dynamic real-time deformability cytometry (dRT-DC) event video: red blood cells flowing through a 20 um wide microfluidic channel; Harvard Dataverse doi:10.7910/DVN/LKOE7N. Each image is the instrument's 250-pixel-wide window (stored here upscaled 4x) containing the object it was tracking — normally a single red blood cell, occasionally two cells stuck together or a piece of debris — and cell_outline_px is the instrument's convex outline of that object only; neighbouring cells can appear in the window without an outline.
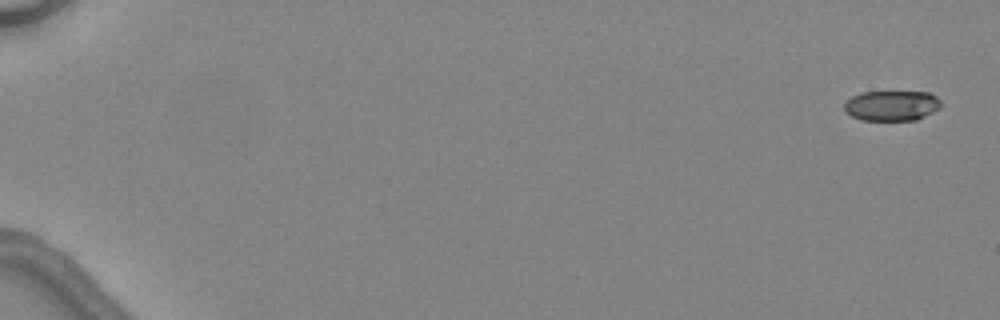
{"species": "common noctule bat (a hibernating species)", "species_latin": "Nyctalus noctula", "temperature_condition": "warm", "stored_images_in_passage": 5, "camera_frame_rate_fps": 3000, "um_per_image_px": 0.085, "animal": {"sex": "female", "body_mass_g": 24.6, "forearm_length_mm": 56.2}, "frame": {"image": 1, "passage_image": 1, "time_ms": 0.0, "image_size_px": [1000, 320], "cell_outline_px": [[940, 108], [916, 120], [860, 120], [852, 116], [844, 108], [844, 104], [852, 96], [860, 92], [928, 92], [936, 96], [940, 100]], "centroid_in_image_um": [75.8, 8.97], "position_along_channel_um": 9.2, "area_um2": 16.94}}
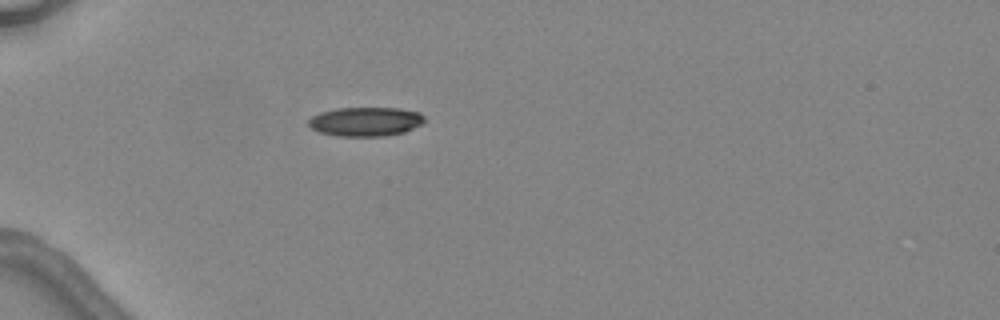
{"frame": {"image": 2, "passage_image": 5, "time_ms": 5.0, "image_size_px": [1000, 320], "cell_outline_px": [[424, 120], [420, 124], [404, 132], [384, 136], [336, 136], [320, 132], [312, 128], [308, 124], [308, 120], [312, 116], [320, 112], [336, 108], [396, 108], [420, 112], [424, 116]], "centroid_in_image_um": [31.04, 10.33], "position_along_channel_um": 54.0, "area_um2": 19.59}}